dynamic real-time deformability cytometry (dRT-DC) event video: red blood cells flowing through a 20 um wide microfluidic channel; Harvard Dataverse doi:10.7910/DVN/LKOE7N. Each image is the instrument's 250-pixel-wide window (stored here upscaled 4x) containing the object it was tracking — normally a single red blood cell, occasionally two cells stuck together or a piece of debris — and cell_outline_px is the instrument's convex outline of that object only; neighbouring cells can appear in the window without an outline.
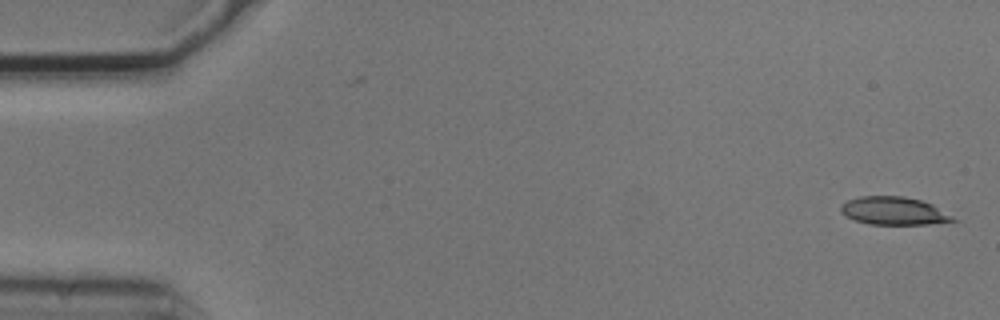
{"species": "common noctule bat (a hibernating species)", "species_latin": "Nyctalus noctula", "temperature_condition": "cold", "stored_images_in_passage": 4, "camera_frame_rate_fps": 3000, "um_per_image_px": 0.085, "animal": {"sex": "male", "body_mass_g": 20.5, "forearm_length_mm": 52.5}, "frame": {"image": 1, "passage_image": 1, "time_ms": 0.0, "image_size_px": [1000, 320], "cell_outline_px": [[960, 220], [928, 224], [868, 224], [852, 220], [844, 216], [840, 212], [840, 204], [848, 200], [860, 196], [904, 196], [920, 200], [932, 204]], "centroid_in_image_um": [75.93, 17.93], "position_along_channel_um": 9.1, "area_um2": 18.44}}